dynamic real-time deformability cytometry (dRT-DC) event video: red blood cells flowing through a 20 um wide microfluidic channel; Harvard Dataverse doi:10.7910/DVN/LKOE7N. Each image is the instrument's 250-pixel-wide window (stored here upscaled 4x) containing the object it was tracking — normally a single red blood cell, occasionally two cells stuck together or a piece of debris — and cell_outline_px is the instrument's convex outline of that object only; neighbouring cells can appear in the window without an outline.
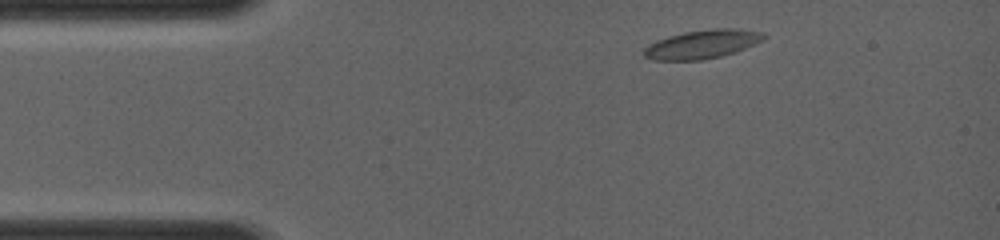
{"species": "common noctule bat (a hibernating species)", "species_latin": "Nyctalus noctula", "temperature_condition": "room temperature", "stored_images_in_passage": 45, "camera_frame_rate_fps": 4000, "um_per_image_px": 0.085, "animal": {"sex": "female", "body_mass_g": 19.0, "forearm_length_mm": 56.7}, "frame": {"image": 1, "passage_image": 3, "time_ms": 0.5, "image_size_px": [1000, 240], "cell_outline_px": [[768, 36], [764, 40], [736, 52], [720, 56], [700, 60], [652, 60], [644, 56], [644, 48], [648, 44], [656, 40], [668, 36], [684, 32], [712, 28], [740, 28], [764, 32]], "centroid_in_image_um": [59.73, 3.74], "position_along_channel_um": 25.3, "area_um2": 20.29}}
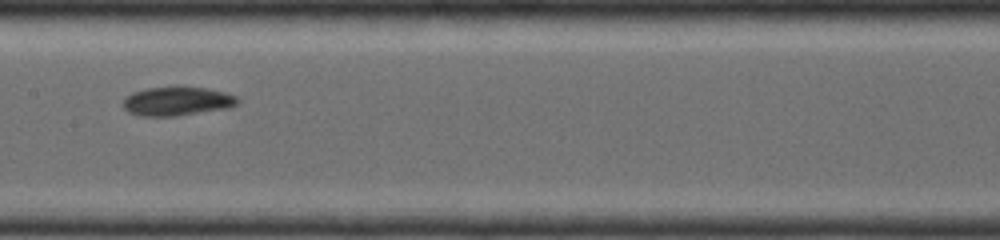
{"frame": {"image": 2, "passage_image": 26, "time_ms": 5.25, "image_size_px": [1000, 240], "cell_outline_px": [[240, 100], [232, 108], [176, 116], [140, 116], [128, 112], [124, 108], [124, 100], [132, 92], [148, 88], [208, 88], [224, 92], [236, 96]], "centroid_in_image_um": [15.09, 8.63], "position_along_channel_um": 192.3, "area_um2": 19.07}}
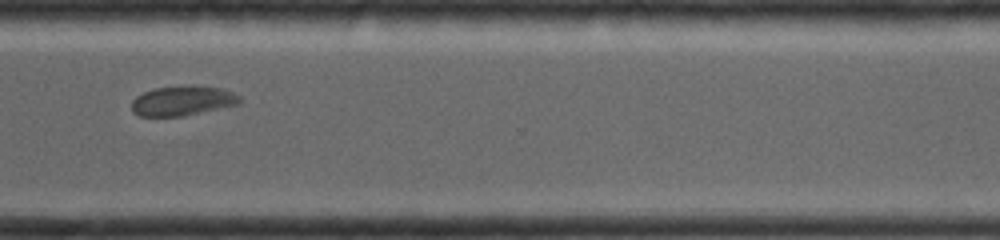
{"frame": {"image": 3, "passage_image": 44, "time_ms": 8.75, "image_size_px": [1000, 240], "cell_outline_px": [[244, 100], [240, 104], [184, 116], [140, 116], [132, 112], [132, 100], [136, 96], [144, 92], [156, 88], [192, 84], [220, 88], [232, 92], [240, 96]], "centroid_in_image_um": [15.55, 8.56], "position_along_channel_um": 355.0, "area_um2": 19.02}}